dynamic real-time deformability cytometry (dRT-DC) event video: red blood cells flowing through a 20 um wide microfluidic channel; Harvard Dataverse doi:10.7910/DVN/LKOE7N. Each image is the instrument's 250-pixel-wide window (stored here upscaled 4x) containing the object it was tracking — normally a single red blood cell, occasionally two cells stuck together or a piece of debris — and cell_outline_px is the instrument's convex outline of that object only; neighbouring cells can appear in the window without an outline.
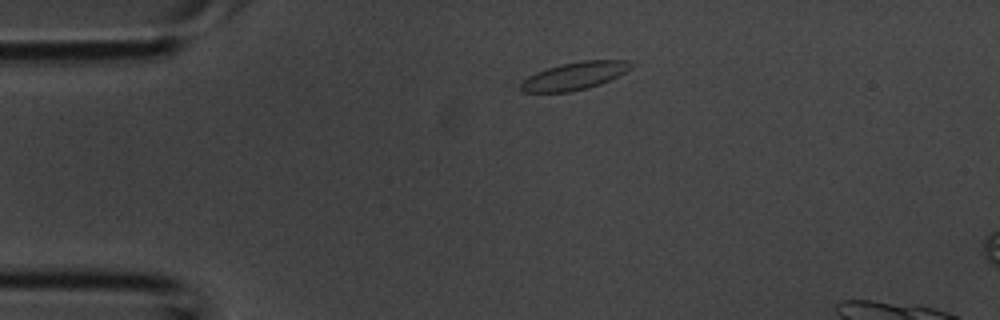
{"species": "common noctule bat (a hibernating species)", "species_latin": "Nyctalus noctula", "temperature_condition": "room temperature", "stored_images_in_passage": 3, "camera_frame_rate_fps": 3000, "um_per_image_px": 0.085, "animal": {"sex": "male", "body_mass_g": 20.1, "forearm_length_mm": 53.5}, "frame": {"image": 1, "passage_image": 1, "time_ms": 0.0, "image_size_px": [1000, 320], "cell_outline_px": [[636, 64], [632, 68], [600, 84], [588, 88], [568, 92], [524, 92], [520, 88], [520, 84], [528, 76], [536, 72], [560, 64], [580, 60], [628, 60]], "centroid_in_image_um": [48.85, 6.44], "position_along_channel_um": 36.1, "area_um2": 17.74}}